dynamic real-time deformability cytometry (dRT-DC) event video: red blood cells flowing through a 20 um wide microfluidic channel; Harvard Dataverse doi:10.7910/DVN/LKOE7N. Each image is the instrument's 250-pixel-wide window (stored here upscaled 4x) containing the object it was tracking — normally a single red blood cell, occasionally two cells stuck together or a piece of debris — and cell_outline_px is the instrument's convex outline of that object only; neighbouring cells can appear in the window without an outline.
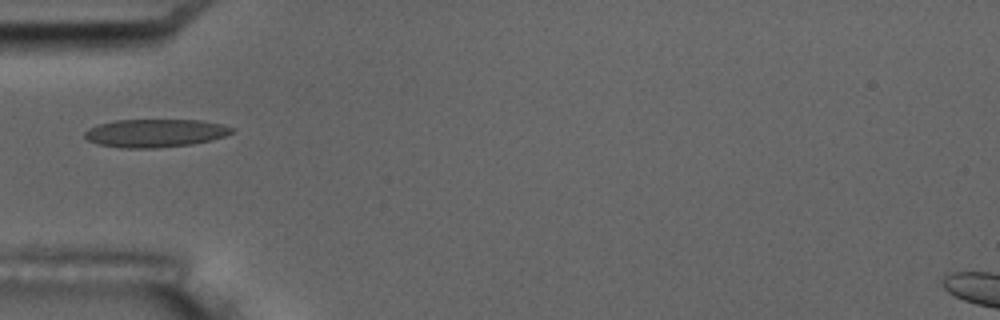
{"species": "common noctule bat (a hibernating species)", "species_latin": "Nyctalus noctula", "temperature_condition": "room temperature", "stored_images_in_passage": 16, "camera_frame_rate_fps": 3000, "um_per_image_px": 0.085, "animal": {"sex": "male", "body_mass_g": 17.5, "forearm_length_mm": 52.3}, "frame": {"image": 1, "passage_image": 5, "time_ms": 5.667, "image_size_px": [1000, 320], "cell_outline_px": [[236, 128], [232, 132], [224, 136], [212, 140], [192, 144], [156, 148], [120, 148], [100, 144], [88, 140], [84, 136], [84, 132], [88, 128], [100, 124], [116, 120], [204, 120]], "centroid_in_image_um": [13.2, 11.31], "position_along_channel_um": 71.8, "area_um2": 24.1}, "authors_computed_cell_mechanics": {"area_um2": 23.3512, "velocity_mm_per_s": 3.4599, "shape_relaxation_time_tau1_ms": null, "shape_relaxation_time_tau2_ms": 3.2452, "deformation_change_tau1": null, "deformation_change_tau2": 0.1111}}